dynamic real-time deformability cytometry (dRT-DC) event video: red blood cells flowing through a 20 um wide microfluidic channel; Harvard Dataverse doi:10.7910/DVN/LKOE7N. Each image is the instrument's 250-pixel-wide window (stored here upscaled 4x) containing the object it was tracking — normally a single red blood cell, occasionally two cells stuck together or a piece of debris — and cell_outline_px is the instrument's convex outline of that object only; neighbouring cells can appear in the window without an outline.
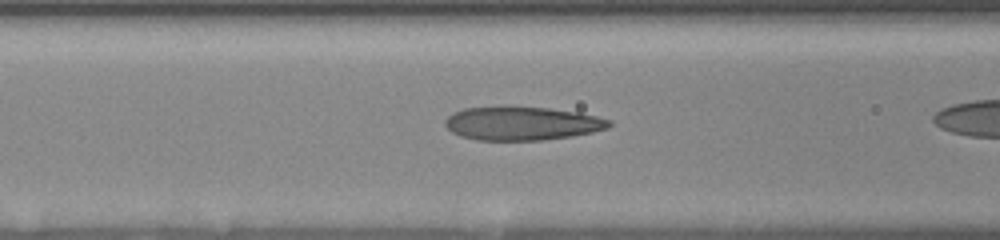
{"species": "human", "species_latin": "Homo sapiens", "temperature_condition": "room temperature", "stored_images_in_passage": 28, "camera_frame_rate_fps": 3000, "um_per_image_px": 0.085, "donor": {"sex": "female"}, "frame": {"image": 1, "passage_image": 20, "time_ms": 4.667, "image_size_px": [1000, 240], "cell_outline_px": [[612, 124], [608, 128], [592, 132], [572, 136], [540, 140], [476, 140], [460, 136], [452, 132], [444, 124], [444, 120], [452, 112], [464, 108], [504, 104], [548, 108], [580, 112], [612, 120]], "centroid_in_image_um": [44.33, 10.45], "position_along_channel_um": 122.3, "area_um2": 32.95}}